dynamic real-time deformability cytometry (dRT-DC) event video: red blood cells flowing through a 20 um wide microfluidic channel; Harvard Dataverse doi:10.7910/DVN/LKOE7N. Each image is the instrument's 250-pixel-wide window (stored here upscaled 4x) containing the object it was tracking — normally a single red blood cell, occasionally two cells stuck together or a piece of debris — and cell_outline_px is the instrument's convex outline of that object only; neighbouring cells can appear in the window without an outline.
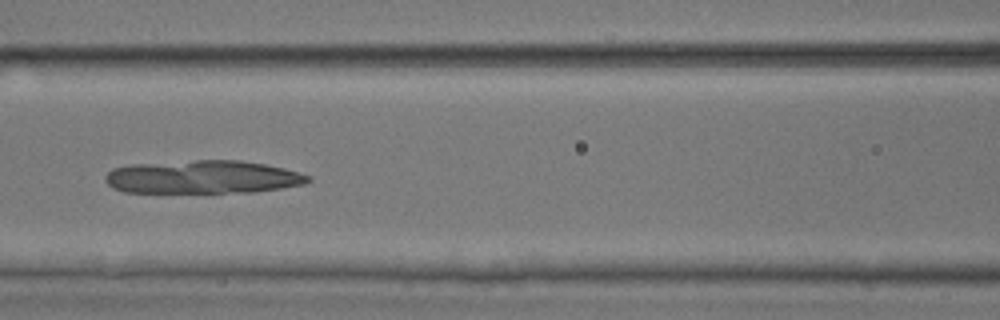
{"species": "common noctule bat (a hibernating species)", "species_latin": "Nyctalus noctula", "temperature_condition": "room temperature", "stored_images_in_passage": 36, "camera_frame_rate_fps": 3000, "um_per_image_px": 0.085, "animal": {"sex": "male", "body_mass_g": 17.9, "forearm_length_mm": 54.2}, "frame": {"image": 1, "passage_image": 12, "time_ms": 3.667, "image_size_px": [1000, 320], "cell_outline_px": [[312, 180], [304, 184], [280, 188], [252, 192], [124, 192], [112, 188], [104, 180], [104, 176], [112, 168], [132, 164], [196, 160], [240, 160], [264, 164], [284, 168], [312, 176]], "centroid_in_image_um": [17.22, 15.04], "position_along_channel_um": 149.4, "area_um2": 39.3}}
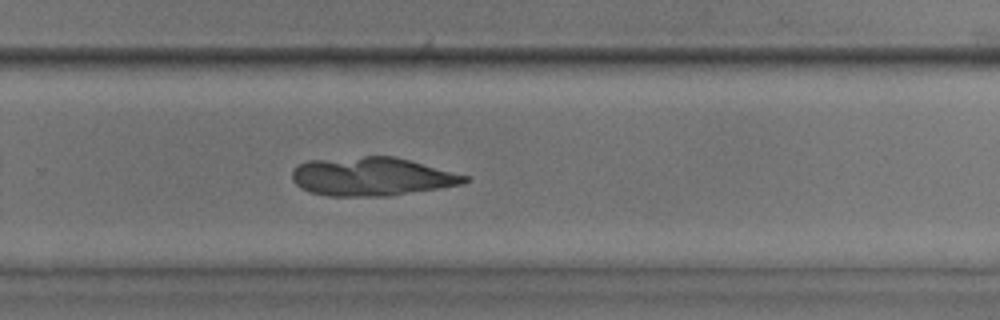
{"frame": {"image": 2, "passage_image": 23, "time_ms": 7.333, "image_size_px": [1000, 320], "cell_outline_px": [[468, 180], [460, 184], [388, 196], [328, 196], [308, 192], [300, 188], [292, 180], [292, 172], [300, 164], [308, 160], [364, 156], [392, 156], [408, 160], [468, 176]], "centroid_in_image_um": [31.52, 15.01], "position_along_channel_um": 298.3, "area_um2": 38.32}}
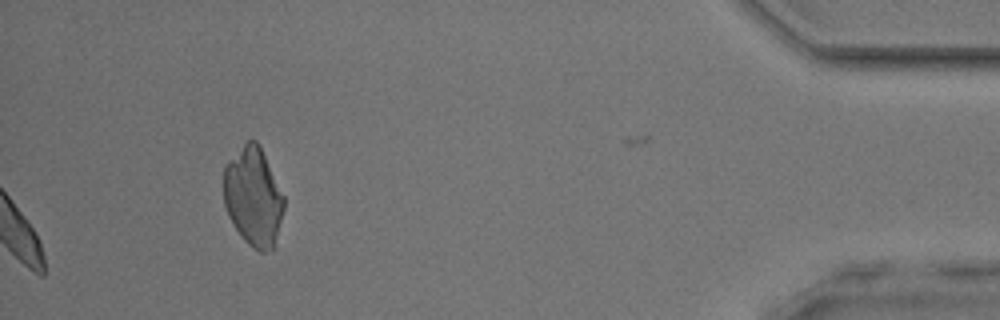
{"frame": {"image": 3, "passage_image": 36, "time_ms": 11.667, "image_size_px": [1000, 320], "cell_outline_px": [[284, 208], [272, 248], [264, 252], [260, 252], [252, 248], [244, 240], [228, 216], [224, 204], [224, 168], [244, 144], [248, 140], [256, 140], [284, 196]], "centroid_in_image_um": [21.52, 16.76], "position_along_channel_um": 413.7, "area_um2": 33.76}}